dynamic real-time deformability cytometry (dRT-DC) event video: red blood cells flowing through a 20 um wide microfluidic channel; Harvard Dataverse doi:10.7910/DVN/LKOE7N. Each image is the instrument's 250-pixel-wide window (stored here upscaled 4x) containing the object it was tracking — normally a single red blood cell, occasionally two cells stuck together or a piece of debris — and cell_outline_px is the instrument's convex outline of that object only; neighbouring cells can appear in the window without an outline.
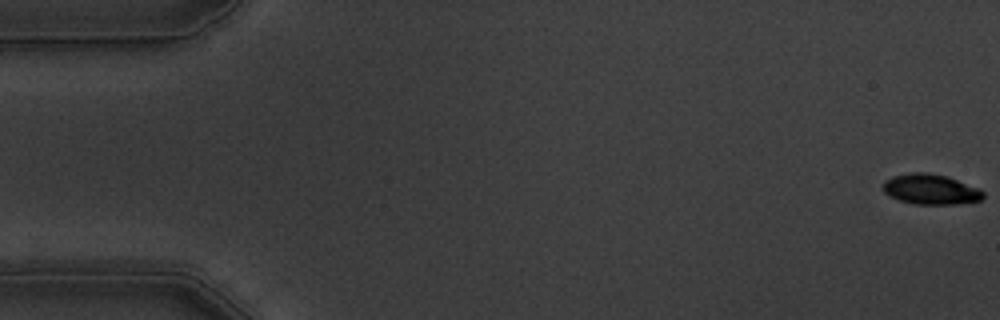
{"species": "common noctule bat (a hibernating species)", "species_latin": "Nyctalus noctula", "temperature_condition": "warm", "stored_images_in_passage": 57, "camera_frame_rate_fps": 3000, "um_per_image_px": 0.085, "animal": {"sex": "male", "body_mass_g": 19.5, "forearm_length_mm": 54.6}, "frame": {"image": 1, "passage_image": 1, "time_ms": 0.0, "image_size_px": [1000, 320], "cell_outline_px": [[984, 196], [980, 200], [956, 204], [912, 204], [900, 200], [884, 192], [884, 180], [892, 176], [912, 172], [928, 172], [948, 176], [980, 188], [984, 192]], "centroid_in_image_um": [79.13, 16.08], "position_along_channel_um": 5.9, "area_um2": 17.74}}
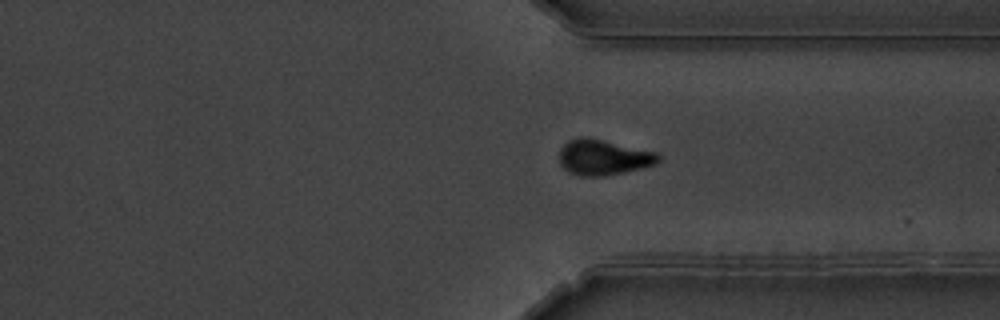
{"frame": {"image": 2, "passage_image": 43, "time_ms": 14.0, "image_size_px": [1000, 320], "cell_outline_px": [[660, 160], [656, 164], [624, 172], [604, 176], [580, 176], [568, 172], [560, 164], [560, 148], [568, 140], [580, 136], [588, 136], [656, 152], [660, 156]], "centroid_in_image_um": [51.26, 13.36], "position_along_channel_um": 360.1, "area_um2": 20.63}}
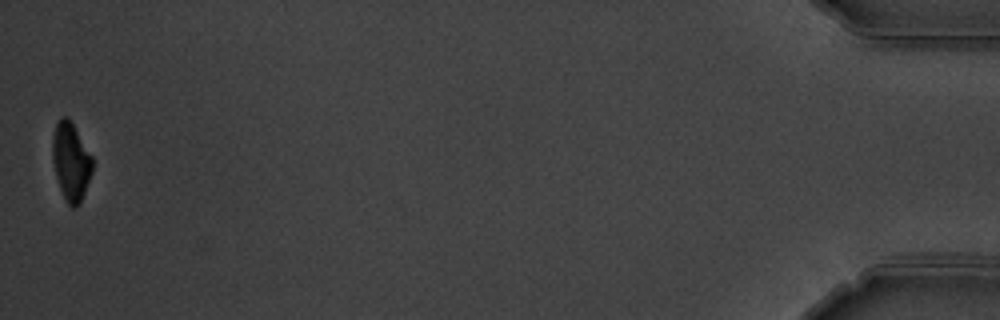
{"frame": {"image": 3, "passage_image": 57, "time_ms": 18.667, "image_size_px": [1000, 320], "cell_outline_px": [[92, 172], [80, 204], [72, 208], [68, 204], [60, 188], [56, 176], [52, 160], [52, 136], [56, 120], [60, 116], [68, 116], [92, 156]], "centroid_in_image_um": [6.01, 13.68], "position_along_channel_um": 429.2, "area_um2": 18.21}, "authors_computed_cell_mechanics": {"area_um2": 19.652, "velocity_mm_per_s": 3.5618, "shape_relaxation_time_tau1_ms": 2.2541, "shape_relaxation_time_tau2_ms": 8.4162, "deformation_change_tau1": 0.1454, "deformation_change_tau2": 0.1377}}